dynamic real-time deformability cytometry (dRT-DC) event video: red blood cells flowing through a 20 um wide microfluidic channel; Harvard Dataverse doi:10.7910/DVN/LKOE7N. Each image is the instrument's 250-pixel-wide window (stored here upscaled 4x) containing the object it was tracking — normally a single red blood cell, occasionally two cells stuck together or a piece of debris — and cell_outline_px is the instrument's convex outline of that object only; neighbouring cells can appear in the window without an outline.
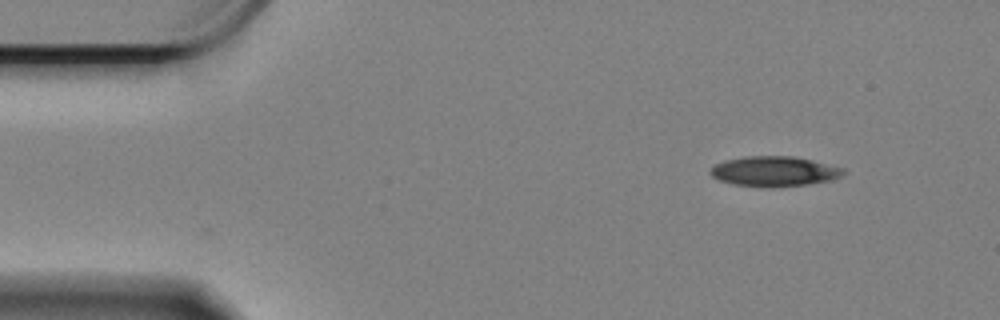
{"species": "Egyptian fruit bat (a non-hibernating species)", "species_latin": "Rousettus aegyptiacus", "temperature_condition": "cold", "stored_images_in_passage": 54, "camera_frame_rate_fps": 3000, "um_per_image_px": 0.085, "animal": {"sex": "female"}, "frame": {"image": 1, "passage_image": 1, "time_ms": 0.0, "image_size_px": [1000, 320], "cell_outline_px": [[848, 172], [832, 180], [808, 184], [772, 188], [764, 188], [732, 184], [720, 180], [712, 176], [708, 172], [716, 164], [724, 160], [744, 156], [792, 156], [812, 160], [844, 168]], "centroid_in_image_um": [65.82, 14.57], "position_along_channel_um": 19.2, "area_um2": 23.58}}
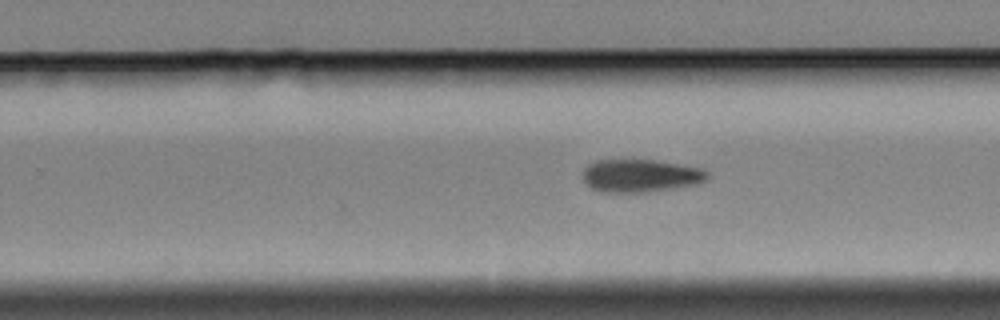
{"frame": {"image": 2, "passage_image": 31, "time_ms": 10.0, "image_size_px": [1000, 320], "cell_outline_px": [[708, 180], [696, 184], [672, 188], [640, 192], [600, 192], [592, 188], [584, 180], [584, 168], [588, 164], [596, 160], [632, 156], [704, 168], [708, 172]], "centroid_in_image_um": [54.43, 14.87], "position_along_channel_um": 275.4, "area_um2": 24.62}}
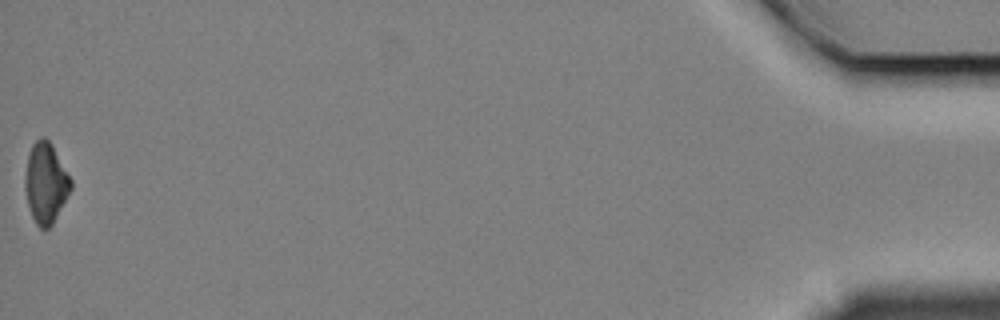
{"frame": {"image": 3, "passage_image": 54, "time_ms": 17.667, "image_size_px": [1000, 320], "cell_outline_px": [[72, 188], [52, 224], [48, 228], [40, 228], [36, 224], [32, 216], [28, 204], [24, 188], [24, 180], [28, 156], [32, 144], [40, 136], [44, 136], [52, 144], [72, 180]], "centroid_in_image_um": [3.88, 15.53], "position_along_channel_um": 431.3, "area_um2": 21.39}, "authors_computed_cell_mechanics": {"area_um2": 23.8714, "velocity_mm_per_s": 3.3237, "shape_relaxation_time_tau1_ms": 5.361, "shape_relaxation_time_tau2_ms": null, "deformation_change_tau1": 0.1389, "deformation_change_tau2": null}}